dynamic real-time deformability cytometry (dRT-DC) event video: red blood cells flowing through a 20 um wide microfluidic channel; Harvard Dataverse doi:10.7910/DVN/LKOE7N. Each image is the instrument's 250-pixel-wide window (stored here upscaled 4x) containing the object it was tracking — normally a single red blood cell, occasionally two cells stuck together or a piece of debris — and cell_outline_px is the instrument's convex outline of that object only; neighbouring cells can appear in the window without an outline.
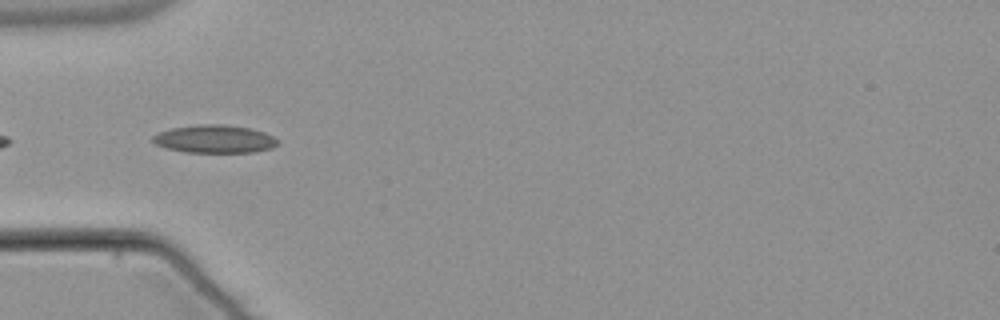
{"species": "common noctule bat (a hibernating species)", "species_latin": "Nyctalus noctula", "temperature_condition": "warm", "stored_images_in_passage": 11, "camera_frame_rate_fps": 3000, "um_per_image_px": 0.085, "animal": {"sex": "male", "body_mass_g": 21.5, "forearm_length_mm": 52.0}, "frame": {"image": 1, "passage_image": 8, "time_ms": 2.333, "image_size_px": [1000, 320], "cell_outline_px": [[276, 144], [272, 148], [252, 152], [184, 152], [168, 148], [156, 144], [152, 140], [152, 136], [160, 132], [172, 128], [196, 124], [224, 124], [248, 128], [264, 132], [272, 136], [276, 140]], "centroid_in_image_um": [18.21, 11.81], "position_along_channel_um": 66.8, "area_um2": 20.11}}